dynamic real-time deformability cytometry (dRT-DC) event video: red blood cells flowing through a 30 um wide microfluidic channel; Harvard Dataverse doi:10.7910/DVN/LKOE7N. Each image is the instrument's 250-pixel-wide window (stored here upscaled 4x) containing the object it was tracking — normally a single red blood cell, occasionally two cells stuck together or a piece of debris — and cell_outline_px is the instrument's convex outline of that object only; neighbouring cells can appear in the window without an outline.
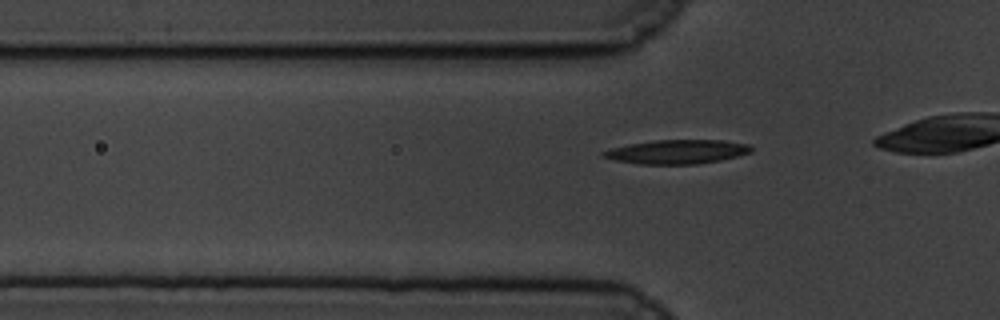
{"species": "common noctule bat (a hibernating species)", "species_latin": "Nyctalus noctula", "temperature_condition": "cold", "stored_images_in_passage": 22, "camera_frame_rate_fps": 3000, "um_per_image_px": 0.085, "animal": {"sex": "male", "body_mass_g": 19.5, "forearm_length_mm": 54.6}, "frame": {"image": 1, "passage_image": 15, "time_ms": 4.667, "image_size_px": [1000, 320], "cell_outline_px": [[752, 152], [720, 160], [696, 164], [640, 164], [616, 160], [600, 156], [600, 152], [612, 148], [628, 144], [656, 140], [724, 140], [748, 144], [752, 148]], "centroid_in_image_um": [57.54, 12.9], "position_along_channel_um": 68.3, "area_um2": 20.63}}
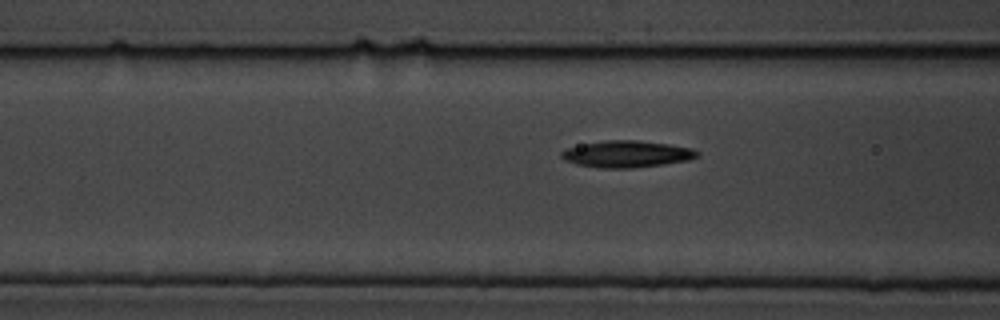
{"frame": {"image": 2, "passage_image": 19, "time_ms": 6.0, "image_size_px": [1000, 320], "cell_outline_px": [[700, 156], [688, 160], [664, 164], [632, 168], [600, 168], [576, 164], [564, 160], [560, 156], [560, 152], [568, 148], [584, 144], [604, 140], [636, 140], [668, 144], [692, 148], [700, 152]], "centroid_in_image_um": [53.29, 13.09], "position_along_channel_um": 113.3, "area_um2": 21.15}}